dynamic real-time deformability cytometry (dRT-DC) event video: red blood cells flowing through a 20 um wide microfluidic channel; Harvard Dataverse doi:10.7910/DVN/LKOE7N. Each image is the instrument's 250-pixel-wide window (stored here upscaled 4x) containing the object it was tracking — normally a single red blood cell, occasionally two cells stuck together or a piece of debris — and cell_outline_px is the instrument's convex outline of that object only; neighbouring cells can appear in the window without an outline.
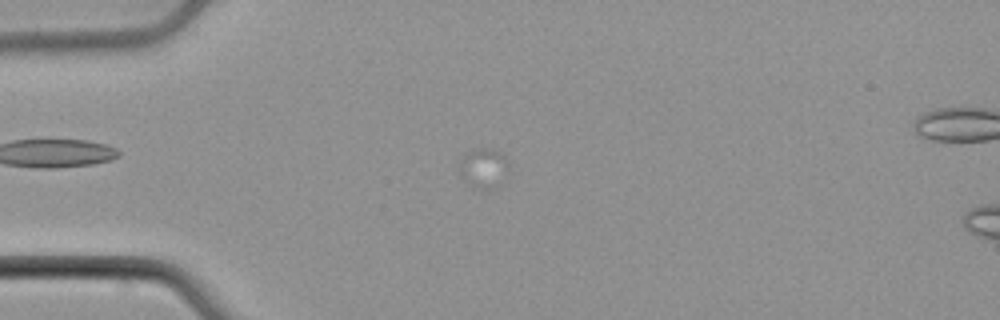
{"species": "common noctule bat (a hibernating species)", "species_latin": "Nyctalus noctula", "temperature_condition": "cold", "stored_images_in_passage": 13, "camera_frame_rate_fps": 3000, "um_per_image_px": 0.085, "animal": {"sex": "male", "body_mass_g": 21.5, "forearm_length_mm": 52.0}, "frame": {"image": 1, "passage_image": 2, "time_ms": 0.333, "image_size_px": [1000, 320], "cell_outline_px": [[508, 164], [492, 188], [472, 188], [460, 176], [460, 164], [464, 152], [476, 148], [488, 148], [500, 152], [508, 160]], "centroid_in_image_um": [41.0, 14.22], "position_along_channel_um": 44.0, "area_um2": 10.87}}